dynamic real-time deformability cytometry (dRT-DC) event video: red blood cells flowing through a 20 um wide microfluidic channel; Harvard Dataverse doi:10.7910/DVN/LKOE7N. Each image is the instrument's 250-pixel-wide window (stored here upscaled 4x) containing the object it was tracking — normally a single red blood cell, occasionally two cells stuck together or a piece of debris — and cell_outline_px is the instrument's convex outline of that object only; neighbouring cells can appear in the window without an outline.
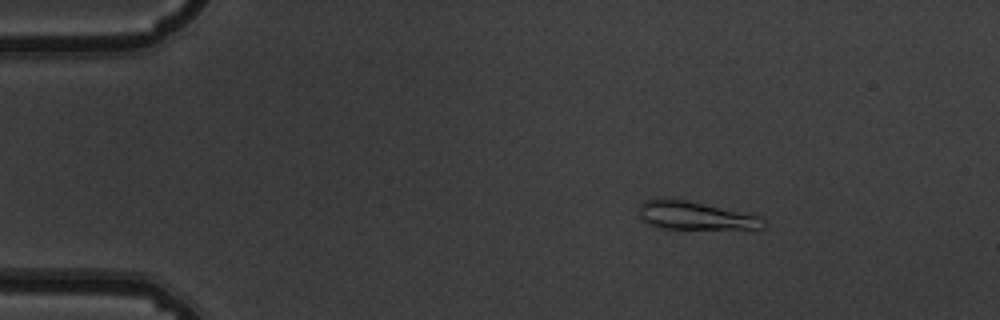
{"species": "common noctule bat (a hibernating species)", "species_latin": "Nyctalus noctula", "temperature_condition": "warm", "stored_images_in_passage": 53, "camera_frame_rate_fps": 3000, "um_per_image_px": 0.085, "animal": {"sex": "male", "body_mass_g": 19.5, "forearm_length_mm": 54.6}, "frame": {"image": 1, "passage_image": 8, "time_ms": 2.333, "image_size_px": [1000, 320], "cell_outline_px": [[768, 228], [664, 228], [652, 224], [644, 220], [640, 216], [640, 204], [644, 200], [656, 196], [676, 196], [760, 216], [768, 224]], "centroid_in_image_um": [59.08, 18.25], "position_along_channel_um": 25.9, "area_um2": 20.98}}
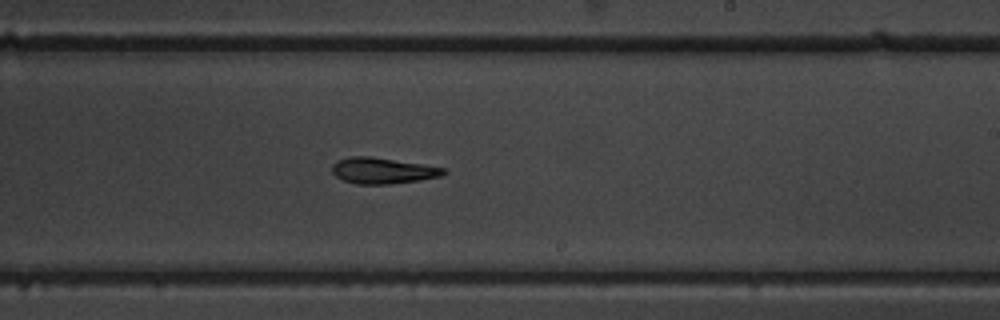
{"frame": {"image": 2, "passage_image": 32, "time_ms": 10.333, "image_size_px": [1000, 320], "cell_outline_px": [[448, 172], [440, 176], [420, 180], [388, 184], [356, 184], [344, 180], [336, 176], [332, 172], [332, 164], [336, 160], [348, 156], [372, 156], [444, 168]], "centroid_in_image_um": [32.48, 14.5], "position_along_channel_um": 256.5, "area_um2": 16.88}}
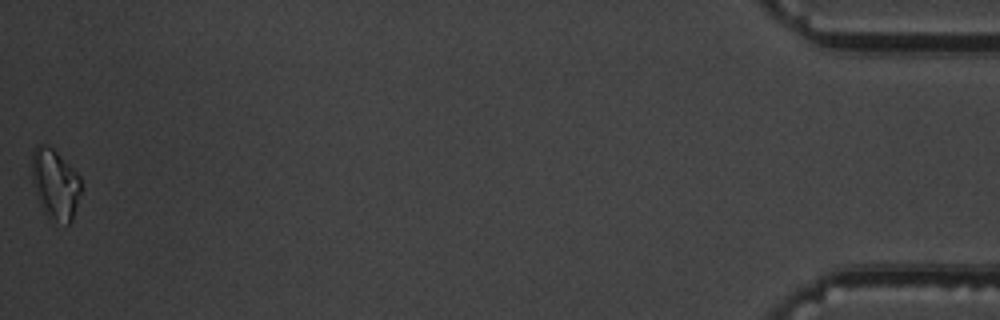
{"frame": {"image": 3, "passage_image": 53, "time_ms": 17.333, "image_size_px": [1000, 320], "cell_outline_px": [[80, 192], [72, 220], [68, 224], [56, 220], [48, 216], [44, 212], [40, 204], [32, 180], [32, 148], [36, 144], [44, 144], [52, 148], [80, 176]], "centroid_in_image_um": [4.66, 15.61], "position_along_channel_um": 430.5, "area_um2": 19.71}, "authors_computed_cell_mechanics": {"area_um2": 17.2244, "velocity_mm_per_s": 3.8016, "shape_relaxation_time_tau1_ms": 4.2407, "shape_relaxation_time_tau2_ms": 3.2442, "deformation_change_tau1": 0.17, "deformation_change_tau2": 0.1266}}